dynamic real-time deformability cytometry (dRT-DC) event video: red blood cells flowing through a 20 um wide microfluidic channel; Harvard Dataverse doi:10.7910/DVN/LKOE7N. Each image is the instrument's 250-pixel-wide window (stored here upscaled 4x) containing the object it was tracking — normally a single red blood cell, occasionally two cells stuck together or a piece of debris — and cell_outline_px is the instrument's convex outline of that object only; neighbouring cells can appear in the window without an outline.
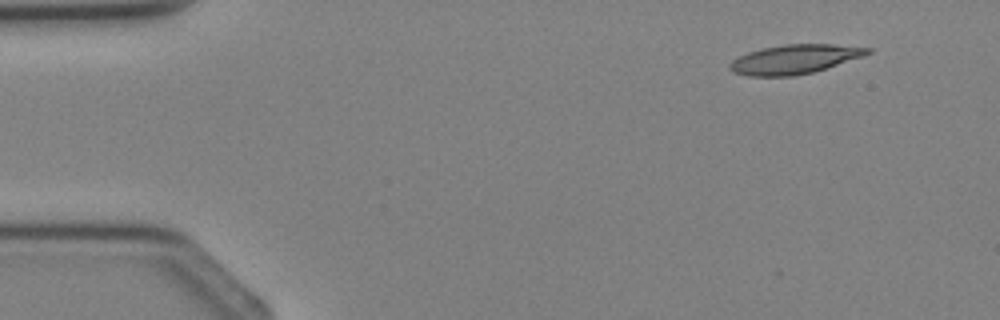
{"species": "Egyptian fruit bat (a non-hibernating species)", "species_latin": "Rousettus aegyptiacus", "temperature_condition": "cold", "stored_images_in_passage": 4, "camera_frame_rate_fps": 3000, "um_per_image_px": 0.085, "animal": {"sex": "female"}, "frame": {"image": 1, "passage_image": 1, "time_ms": 0.0, "image_size_px": [1000, 320], "cell_outline_px": [[872, 52], [864, 56], [812, 72], [792, 76], [748, 76], [732, 72], [728, 68], [728, 64], [732, 60], [748, 52], [764, 48], [784, 44], [832, 44], [872, 48]], "centroid_in_image_um": [67.52, 5.03], "position_along_channel_um": 17.5, "area_um2": 23.35}}